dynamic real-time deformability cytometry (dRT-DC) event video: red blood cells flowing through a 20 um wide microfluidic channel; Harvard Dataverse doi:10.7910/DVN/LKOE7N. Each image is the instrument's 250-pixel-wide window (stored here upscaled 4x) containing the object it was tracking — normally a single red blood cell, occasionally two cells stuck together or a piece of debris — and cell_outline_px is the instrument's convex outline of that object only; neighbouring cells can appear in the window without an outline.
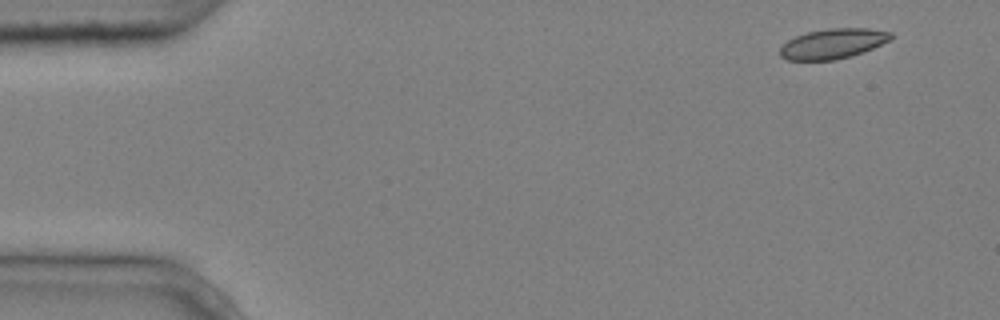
{"species": "common noctule bat (a hibernating species)", "species_latin": "Nyctalus noctula", "temperature_condition": "cold", "stored_images_in_passage": 5, "camera_frame_rate_fps": 3000, "um_per_image_px": 0.085, "animal": {"sex": "male", "body_mass_g": 20.4}, "frame": {"image": 1, "passage_image": 1, "time_ms": 0.0, "image_size_px": [1000, 320], "cell_outline_px": [[892, 40], [852, 56], [836, 60], [788, 60], [780, 56], [780, 48], [788, 40], [796, 36], [808, 32], [828, 28], [868, 28], [892, 32]], "centroid_in_image_um": [70.82, 3.71], "position_along_channel_um": 14.2, "area_um2": 19.42}}
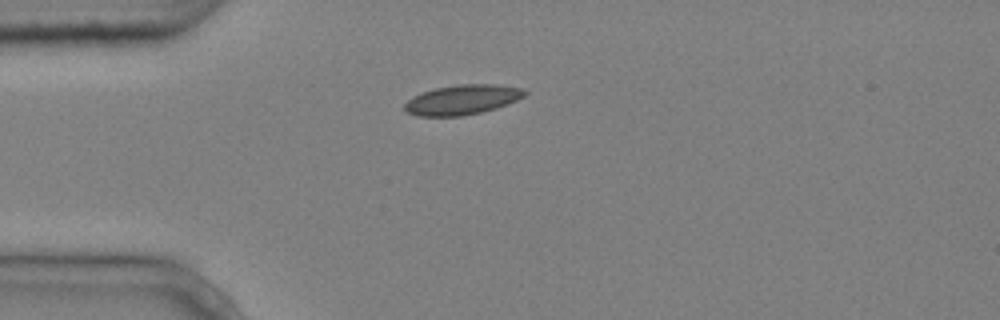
{"frame": {"image": 2, "passage_image": 3, "time_ms": 0.667, "image_size_px": [1000, 320], "cell_outline_px": [[528, 92], [524, 96], [508, 104], [496, 108], [480, 112], [460, 116], [416, 116], [408, 112], [404, 108], [404, 104], [412, 96], [420, 92], [436, 88], [460, 84], [496, 84], [524, 88]], "centroid_in_image_um": [39.3, 8.47], "position_along_channel_um": 45.7, "area_um2": 20.92}}
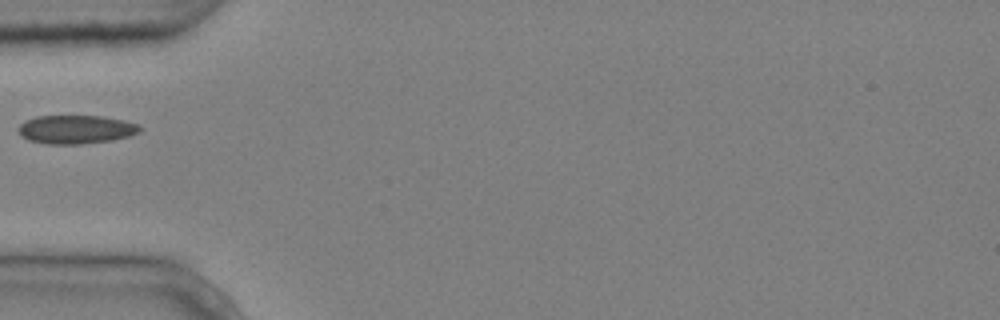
{"frame": {"image": 3, "passage_image": 4, "time_ms": 1.0, "image_size_px": [1000, 320], "cell_outline_px": [[140, 132], [128, 136], [112, 140], [80, 144], [44, 144], [28, 140], [20, 136], [20, 124], [24, 120], [36, 116], [104, 116], [124, 120], [136, 124], [140, 128]], "centroid_in_image_um": [6.42, 11.0], "position_along_channel_um": 78.6, "area_um2": 20.23}}